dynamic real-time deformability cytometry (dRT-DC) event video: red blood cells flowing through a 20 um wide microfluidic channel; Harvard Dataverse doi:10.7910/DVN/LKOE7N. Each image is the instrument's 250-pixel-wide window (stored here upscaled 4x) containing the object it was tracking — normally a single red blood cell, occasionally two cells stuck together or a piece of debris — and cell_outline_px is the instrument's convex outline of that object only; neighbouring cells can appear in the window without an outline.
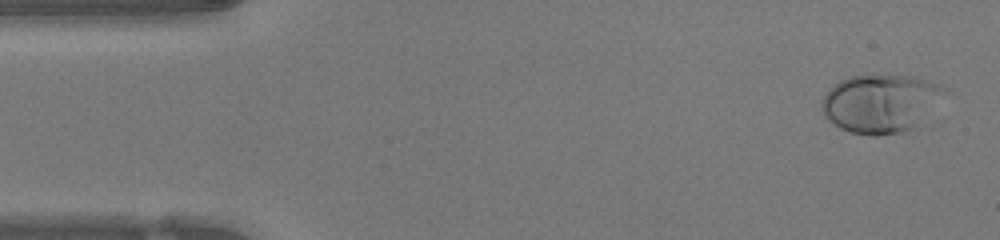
{"species": "human", "species_latin": "Homo sapiens", "temperature_condition": "warm", "stored_images_in_passage": 47, "camera_frame_rate_fps": 3000, "um_per_image_px": 0.085, "donor": {"sex": "female"}, "frame": {"image": 1, "passage_image": 2, "time_ms": 0.333, "image_size_px": [1000, 240], "cell_outline_px": [[944, 92], [908, 128], [896, 132], [876, 136], [868, 136], [848, 132], [840, 128], [828, 120], [824, 116], [820, 104], [824, 96], [840, 80], [848, 76], [872, 72], [880, 72], [916, 76], [940, 84], [944, 88]], "centroid_in_image_um": [74.7, 8.7], "position_along_channel_um": 10.3, "area_um2": 41.15}}
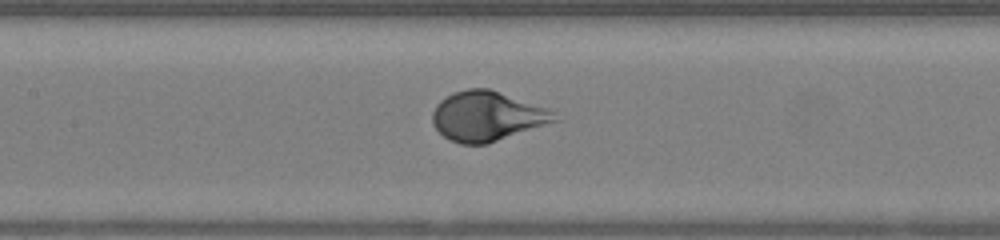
{"frame": {"image": 2, "passage_image": 21, "time_ms": 6.667, "image_size_px": [1000, 240], "cell_outline_px": [[560, 120], [488, 144], [460, 144], [444, 136], [432, 124], [432, 112], [436, 104], [440, 100], [452, 92], [468, 88], [488, 88], [548, 108]], "centroid_in_image_um": [41.38, 9.87], "position_along_channel_um": 166.0, "area_um2": 35.37}}
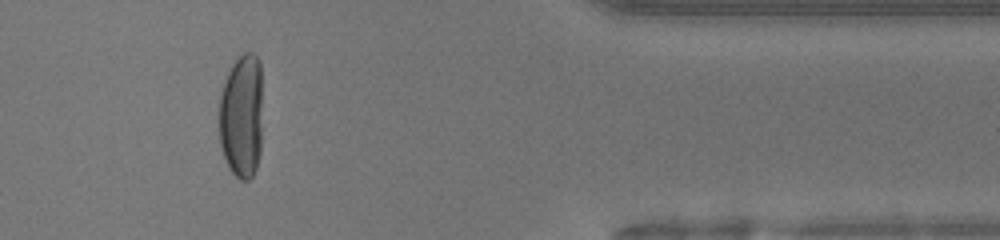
{"frame": {"image": 3, "passage_image": 39, "time_ms": 12.667, "image_size_px": [1000, 240], "cell_outline_px": [[260, 152], [256, 168], [252, 176], [248, 180], [240, 180], [228, 168], [220, 144], [220, 92], [224, 80], [232, 64], [244, 52], [252, 52], [260, 60]], "centroid_in_image_um": [20.52, 9.87], "position_along_channel_um": 390.9, "area_um2": 31.33}, "authors_computed_cell_mechanics": {"area_um2": 35.9516, "velocity_mm_per_s": 4.2609, "shape_relaxation_time_tau1_ms": 3.0122, "shape_relaxation_time_tau2_ms": null, "deformation_change_tau1": 0.2378, "deformation_change_tau2": null}}